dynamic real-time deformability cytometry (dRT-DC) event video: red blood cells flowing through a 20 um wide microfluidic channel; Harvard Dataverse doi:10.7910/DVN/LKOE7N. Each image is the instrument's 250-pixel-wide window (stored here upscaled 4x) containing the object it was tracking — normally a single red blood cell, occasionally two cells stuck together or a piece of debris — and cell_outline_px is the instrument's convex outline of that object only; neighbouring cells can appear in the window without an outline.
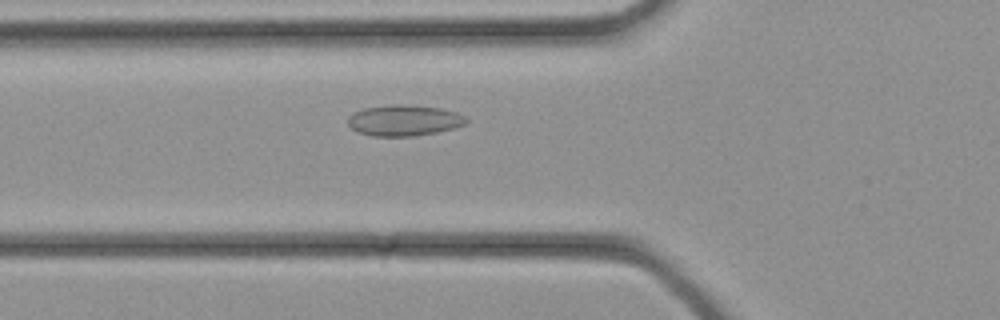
{"species": "common noctule bat (a hibernating species)", "species_latin": "Nyctalus noctula", "temperature_condition": "cold", "stored_images_in_passage": 32, "camera_frame_rate_fps": 3000, "um_per_image_px": 0.085, "animal": {"sex": "female", "body_mass_g": 21.9}, "frame": {"image": 1, "passage_image": 10, "time_ms": 3.0, "image_size_px": [1000, 320], "cell_outline_px": [[468, 120], [464, 124], [452, 128], [436, 132], [412, 136], [372, 136], [356, 132], [348, 124], [348, 116], [352, 112], [364, 108], [392, 104], [404, 104], [440, 108], [456, 112], [464, 116]], "centroid_in_image_um": [34.29, 10.23], "position_along_channel_um": 91.5, "area_um2": 21.33}}
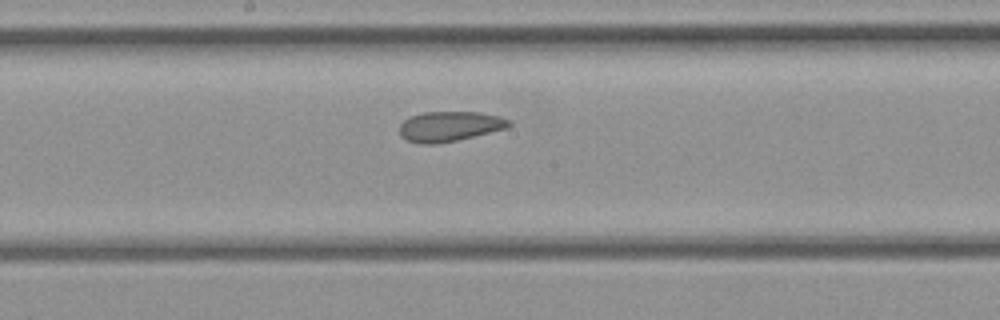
{"frame": {"image": 2, "passage_image": 16, "time_ms": 5.0, "image_size_px": [1000, 320], "cell_outline_px": [[512, 124], [508, 128], [456, 140], [436, 144], [416, 144], [400, 136], [400, 124], [404, 120], [412, 116], [424, 112], [480, 112], [496, 116], [508, 120]], "centroid_in_image_um": [38.19, 10.75], "position_along_channel_um": 210.0, "area_um2": 19.02}}
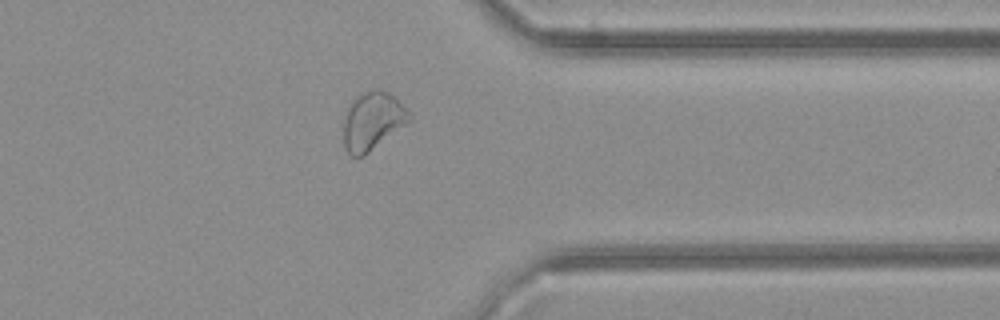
{"frame": {"image": 3, "passage_image": 25, "time_ms": 8.0, "image_size_px": [1000, 320], "cell_outline_px": [[412, 120], [364, 156], [352, 156], [344, 148], [344, 120], [348, 108], [352, 100], [356, 96], [364, 92], [376, 88], [388, 92], [412, 116]], "centroid_in_image_um": [31.65, 10.3], "position_along_channel_um": 379.7, "area_um2": 21.96}}